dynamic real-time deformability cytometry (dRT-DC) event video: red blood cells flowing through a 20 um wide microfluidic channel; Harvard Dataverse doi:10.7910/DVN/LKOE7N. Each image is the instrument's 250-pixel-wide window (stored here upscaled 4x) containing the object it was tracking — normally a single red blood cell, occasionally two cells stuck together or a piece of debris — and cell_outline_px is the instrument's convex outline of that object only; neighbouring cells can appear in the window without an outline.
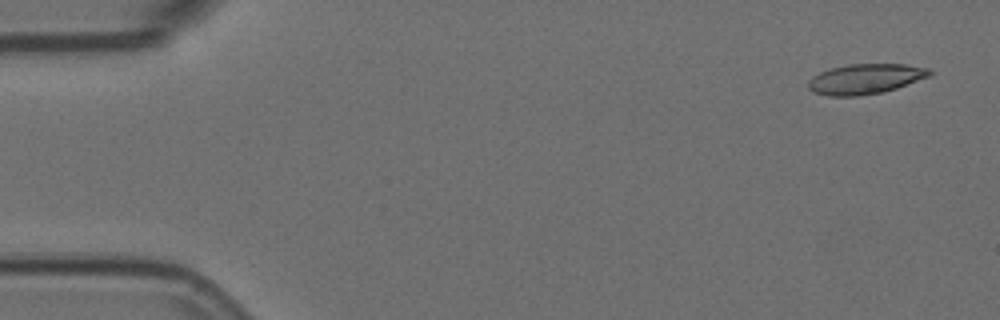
{"species": "Egyptian fruit bat (a non-hibernating species)", "species_latin": "Rousettus aegyptiacus", "temperature_condition": "room temperature", "stored_images_in_passage": 6, "camera_frame_rate_fps": 3000, "um_per_image_px": 0.085, "animal": {"sex": "female"}, "frame": {"image": 1, "passage_image": 1, "time_ms": 0.0, "image_size_px": [1000, 320], "cell_outline_px": [[932, 72], [928, 76], [896, 88], [884, 92], [856, 96], [828, 96], [812, 92], [808, 88], [808, 80], [812, 76], [820, 72], [832, 68], [848, 64], [904, 64], [928, 68]], "centroid_in_image_um": [73.5, 6.71], "position_along_channel_um": 11.5, "area_um2": 21.21}}
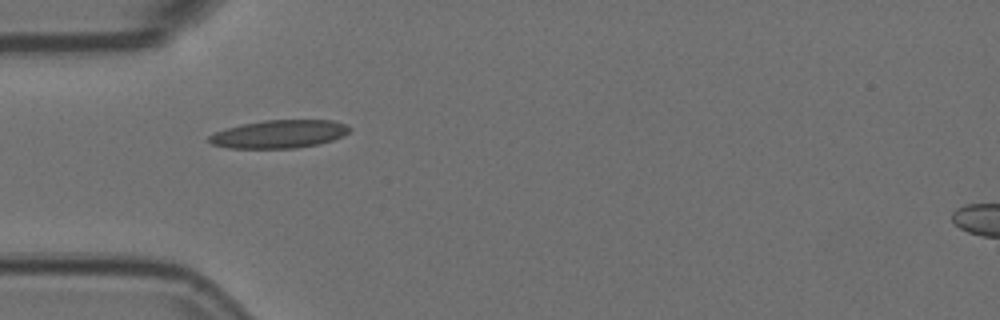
{"frame": {"image": 2, "passage_image": 5, "time_ms": 1.333, "image_size_px": [1000, 320], "cell_outline_px": [[352, 128], [344, 136], [320, 144], [296, 148], [228, 148], [212, 144], [208, 140], [208, 136], [224, 128], [264, 120], [332, 120], [348, 124]], "centroid_in_image_um": [23.76, 11.39], "position_along_channel_um": 61.2, "area_um2": 23.12}}
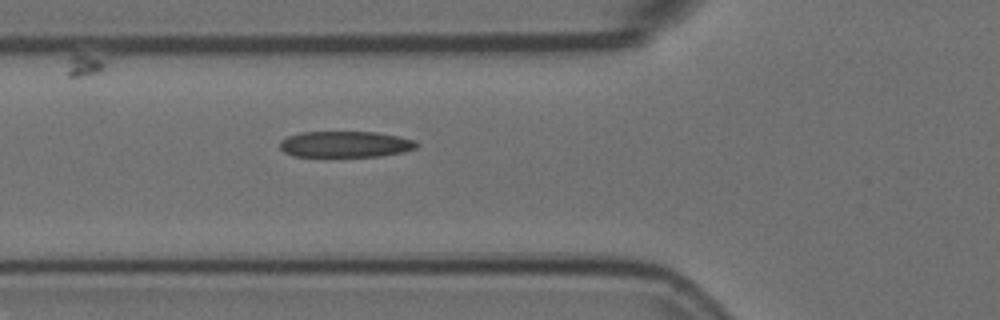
{"frame": {"image": 3, "passage_image": 6, "time_ms": 1.667, "image_size_px": [1000, 320], "cell_outline_px": [[420, 144], [416, 148], [404, 152], [380, 156], [292, 156], [284, 152], [280, 148], [280, 140], [288, 136], [300, 132], [376, 132], [396, 136], [412, 140]], "centroid_in_image_um": [29.33, 12.26], "position_along_channel_um": 96.5, "area_um2": 20.75}}